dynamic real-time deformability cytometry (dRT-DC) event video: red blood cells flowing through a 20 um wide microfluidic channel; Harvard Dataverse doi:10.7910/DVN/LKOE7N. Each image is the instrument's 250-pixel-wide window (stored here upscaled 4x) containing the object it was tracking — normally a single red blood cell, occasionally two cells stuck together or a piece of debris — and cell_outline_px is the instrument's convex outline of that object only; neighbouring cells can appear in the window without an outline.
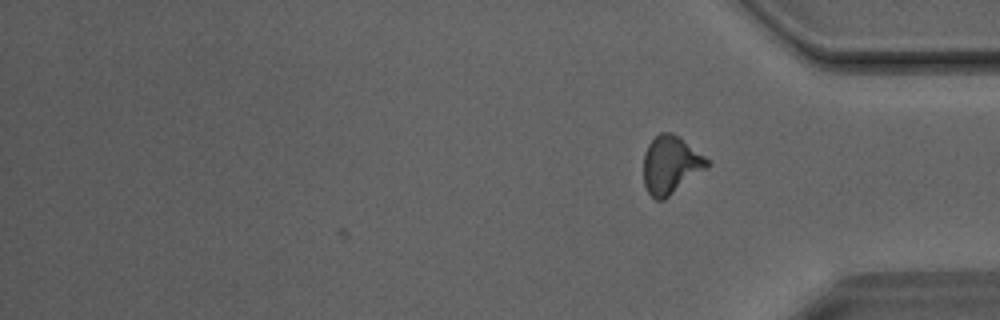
{"species": "Egyptian fruit bat (a non-hibernating species)", "species_latin": "Rousettus aegyptiacus", "temperature_condition": "room temperature", "stored_images_in_passage": 26, "camera_frame_rate_fps": 3000, "um_per_image_px": 0.085, "animal": {"sex": "male"}, "frame": {"image": 1, "passage_image": 26, "time_ms": 8.333, "image_size_px": [1000, 320], "cell_outline_px": [[712, 164], [664, 200], [656, 200], [648, 192], [644, 184], [644, 152], [648, 144], [660, 132], [668, 132], [680, 136], [712, 160]], "centroid_in_image_um": [57.05, 13.99], "position_along_channel_um": 378.1, "area_um2": 21.73}}